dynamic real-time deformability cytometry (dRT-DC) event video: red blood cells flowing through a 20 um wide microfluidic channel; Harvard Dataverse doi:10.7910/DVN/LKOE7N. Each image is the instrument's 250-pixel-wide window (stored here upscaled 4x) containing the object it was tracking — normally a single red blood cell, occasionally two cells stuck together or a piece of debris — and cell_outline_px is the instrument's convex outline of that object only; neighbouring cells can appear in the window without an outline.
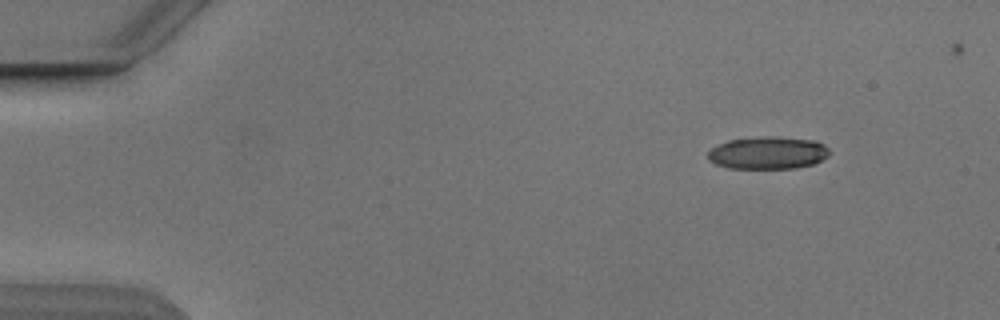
{"species": "Egyptian fruit bat (a non-hibernating species)", "species_latin": "Rousettus aegyptiacus", "temperature_condition": "cold", "stored_images_in_passage": 4, "camera_frame_rate_fps": 3000, "um_per_image_px": 0.085, "animal": {"sex": "male"}, "frame": {"image": 1, "passage_image": 1, "time_ms": 0.0, "image_size_px": [1000, 320], "cell_outline_px": [[828, 156], [812, 164], [796, 168], [728, 168], [716, 164], [708, 160], [708, 152], [712, 148], [728, 140], [772, 136], [776, 136], [812, 140], [824, 144], [828, 148]], "centroid_in_image_um": [65.26, 12.99], "position_along_channel_um": 19.7, "area_um2": 22.77}}
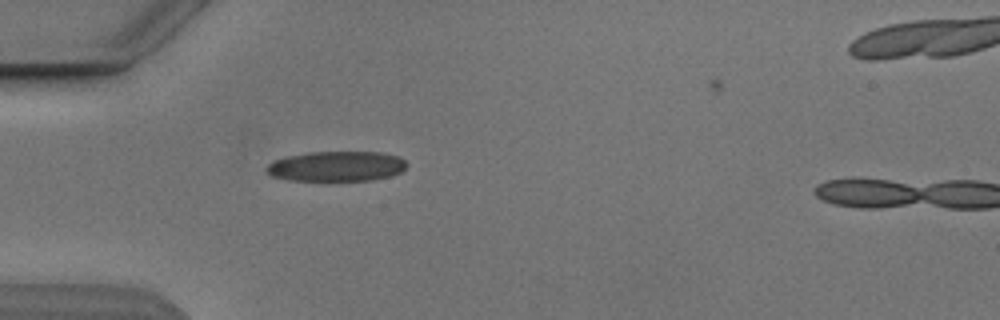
{"frame": {"image": 2, "passage_image": 3, "time_ms": 3.333, "image_size_px": [1000, 320], "cell_outline_px": [[408, 164], [400, 172], [388, 176], [372, 180], [288, 180], [272, 176], [268, 172], [268, 164], [284, 156], [308, 152], [384, 152], [400, 156]], "centroid_in_image_um": [28.63, 14.12], "position_along_channel_um": 56.4, "area_um2": 24.51}}